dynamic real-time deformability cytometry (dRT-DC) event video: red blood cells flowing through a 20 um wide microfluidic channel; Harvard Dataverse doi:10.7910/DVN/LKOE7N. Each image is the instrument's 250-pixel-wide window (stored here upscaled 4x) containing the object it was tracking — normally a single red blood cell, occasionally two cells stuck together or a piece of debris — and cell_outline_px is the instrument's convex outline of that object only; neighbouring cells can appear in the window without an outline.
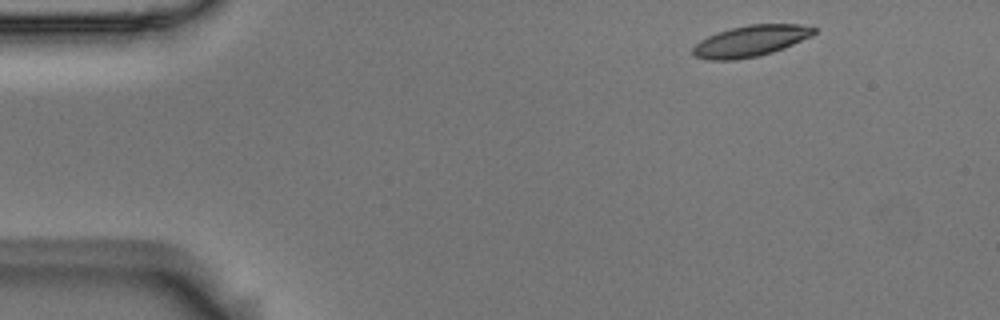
{"species": "Egyptian fruit bat (a non-hibernating species)", "species_latin": "Rousettus aegyptiacus", "temperature_condition": "room temperature", "stored_images_in_passage": 6, "camera_frame_rate_fps": 3000, "um_per_image_px": 0.085, "animal": {"sex": "male"}, "frame": {"image": 1, "passage_image": 1, "time_ms": 0.0, "image_size_px": [1000, 320], "cell_outline_px": [[816, 32], [812, 36], [784, 48], [760, 56], [736, 60], [708, 60], [692, 56], [692, 48], [700, 40], [708, 36], [732, 28], [748, 24], [800, 24], [816, 28]], "centroid_in_image_um": [63.8, 3.5], "position_along_channel_um": 21.2, "area_um2": 22.08}}
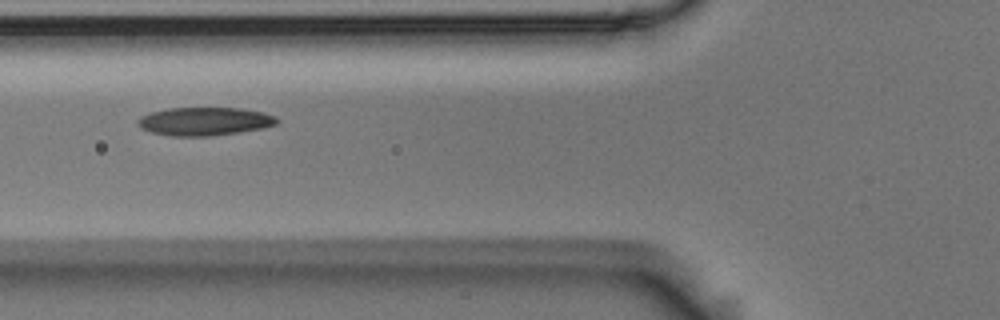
{"frame": {"image": 2, "passage_image": 5, "time_ms": 1.333, "image_size_px": [1000, 320], "cell_outline_px": [[280, 120], [276, 124], [260, 128], [240, 132], [212, 136], [168, 136], [152, 132], [140, 128], [136, 124], [136, 120], [140, 116], [148, 112], [168, 108], [240, 108], [264, 112], [276, 116]], "centroid_in_image_um": [17.34, 10.31], "position_along_channel_um": 108.5, "area_um2": 23.18}}
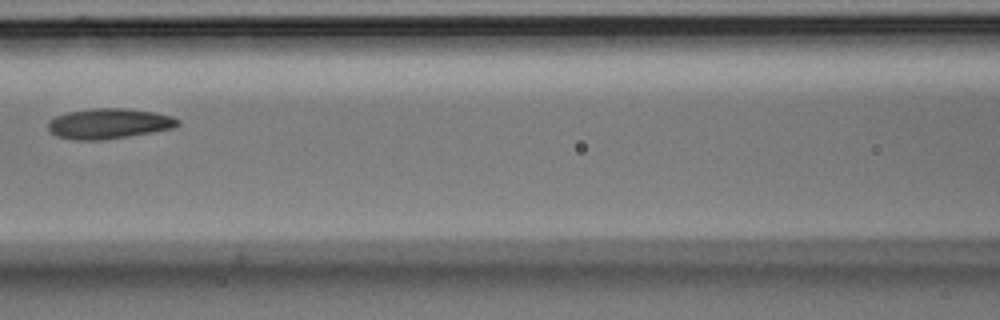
{"frame": {"image": 3, "passage_image": 6, "time_ms": 1.667, "image_size_px": [1000, 320], "cell_outline_px": [[180, 124], [172, 128], [152, 132], [128, 136], [100, 140], [72, 140], [56, 136], [48, 128], [48, 120], [56, 116], [68, 112], [92, 108], [128, 108], [156, 112], [172, 116], [180, 120]], "centroid_in_image_um": [9.25, 10.5], "position_along_channel_um": 157.3, "area_um2": 23.0}}